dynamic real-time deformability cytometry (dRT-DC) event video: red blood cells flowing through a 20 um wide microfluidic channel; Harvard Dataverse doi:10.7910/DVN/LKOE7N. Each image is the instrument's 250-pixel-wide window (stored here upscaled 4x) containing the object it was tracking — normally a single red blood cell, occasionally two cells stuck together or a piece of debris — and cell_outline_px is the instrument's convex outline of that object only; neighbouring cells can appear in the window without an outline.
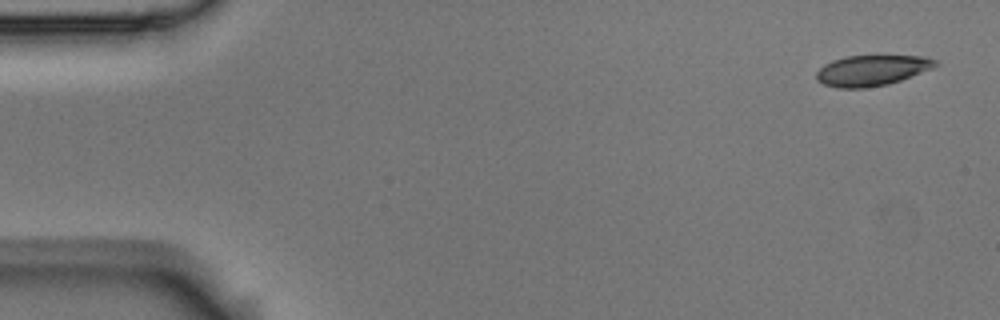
{"species": "Egyptian fruit bat (a non-hibernating species)", "species_latin": "Rousettus aegyptiacus", "temperature_condition": "room temperature", "stored_images_in_passage": 4, "camera_frame_rate_fps": 3000, "um_per_image_px": 0.085, "animal": {"sex": "male"}, "frame": {"image": 1, "passage_image": 1, "time_ms": 0.0, "image_size_px": [1000, 320], "cell_outline_px": [[940, 64], [932, 68], [900, 80], [888, 84], [864, 88], [836, 88], [824, 84], [816, 80], [816, 72], [824, 64], [832, 60], [844, 56], [880, 52], [924, 56], [936, 60]], "centroid_in_image_um": [74.12, 5.91], "position_along_channel_um": 10.9, "area_um2": 22.37}}
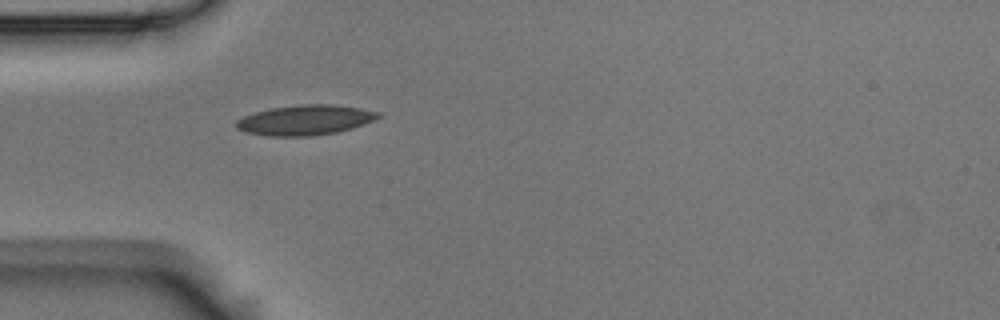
{"frame": {"image": 2, "passage_image": 4, "time_ms": 1.0, "image_size_px": [1000, 320], "cell_outline_px": [[380, 116], [372, 120], [352, 128], [336, 132], [312, 136], [268, 136], [248, 132], [236, 128], [236, 120], [244, 116], [256, 112], [272, 108], [300, 104], [332, 104], [360, 108], [380, 112]], "centroid_in_image_um": [25.93, 10.2], "position_along_channel_um": 59.1, "area_um2": 24.62}}